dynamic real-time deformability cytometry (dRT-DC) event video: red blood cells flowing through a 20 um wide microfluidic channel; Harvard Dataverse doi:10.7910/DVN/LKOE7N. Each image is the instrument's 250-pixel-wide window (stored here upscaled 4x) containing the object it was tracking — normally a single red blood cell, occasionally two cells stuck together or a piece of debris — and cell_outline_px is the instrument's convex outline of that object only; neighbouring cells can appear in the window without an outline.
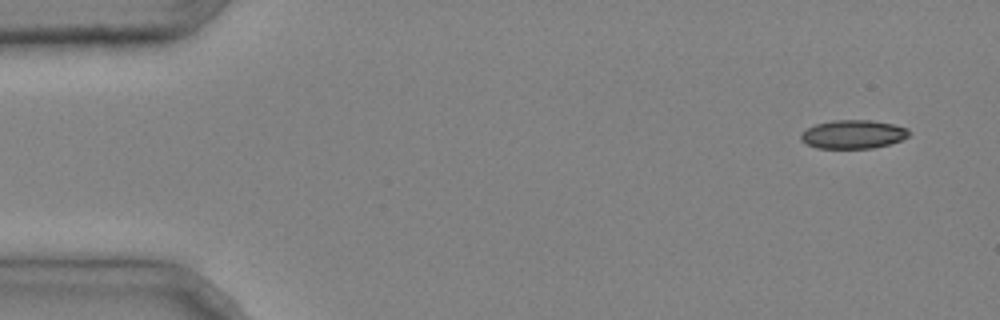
{"species": "common noctule bat (a hibernating species)", "species_latin": "Nyctalus noctula", "temperature_condition": "cold", "stored_images_in_passage": 4, "camera_frame_rate_fps": 3000, "um_per_image_px": 0.085, "animal": {"sex": "male", "body_mass_g": 20.4}, "frame": {"image": 1, "passage_image": 1, "time_ms": 0.0, "image_size_px": [1000, 320], "cell_outline_px": [[912, 132], [908, 136], [900, 140], [888, 144], [872, 148], [816, 148], [800, 140], [800, 132], [816, 124], [832, 120], [872, 120], [892, 124], [908, 128]], "centroid_in_image_um": [72.5, 11.41], "position_along_channel_um": 12.5, "area_um2": 18.03}}
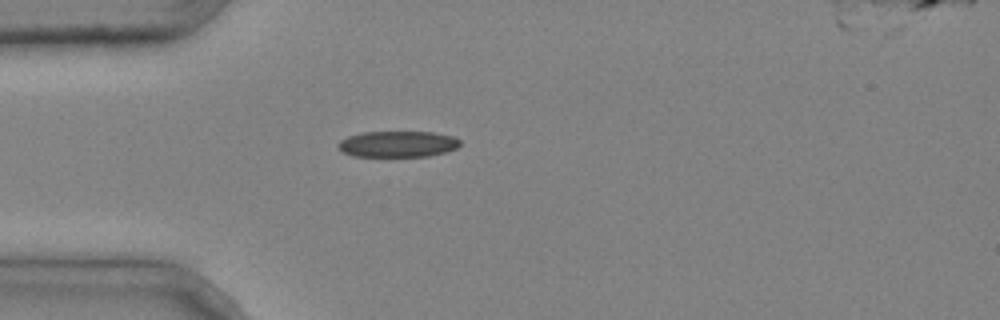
{"frame": {"image": 2, "passage_image": 4, "time_ms": 1.0, "image_size_px": [1000, 320], "cell_outline_px": [[460, 144], [456, 148], [444, 152], [428, 156], [352, 156], [344, 152], [336, 144], [340, 140], [348, 136], [360, 132], [432, 132], [452, 136], [460, 140]], "centroid_in_image_um": [33.78, 12.24], "position_along_channel_um": 51.2, "area_um2": 18.44}}